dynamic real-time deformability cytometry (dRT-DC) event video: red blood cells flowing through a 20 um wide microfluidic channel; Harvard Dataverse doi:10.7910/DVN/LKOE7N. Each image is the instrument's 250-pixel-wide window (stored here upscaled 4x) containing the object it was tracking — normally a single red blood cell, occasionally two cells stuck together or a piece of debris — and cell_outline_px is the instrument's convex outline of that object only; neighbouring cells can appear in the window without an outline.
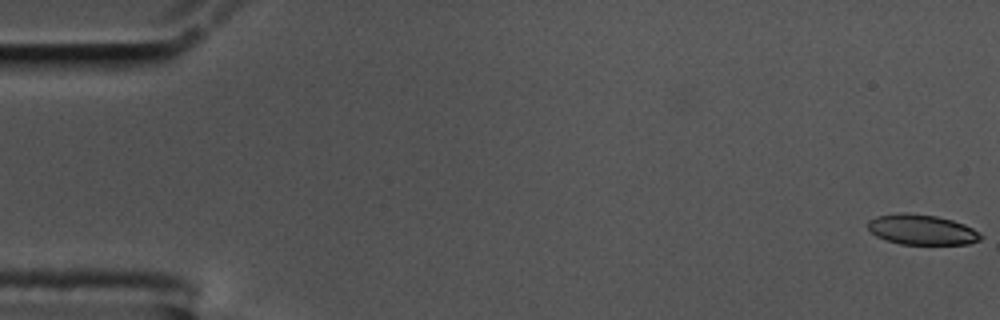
{"species": "common noctule bat (a hibernating species)", "species_latin": "Nyctalus noctula", "temperature_condition": "cold", "stored_images_in_passage": 58, "camera_frame_rate_fps": 3000, "um_per_image_px": 0.085, "animal": {"sex": "male", "body_mass_g": 17.5, "forearm_length_mm": 52.3}, "frame": {"image": 1, "passage_image": 1, "time_ms": 0.0, "image_size_px": [1000, 320], "cell_outline_px": [[984, 236], [980, 240], [968, 244], [900, 244], [884, 240], [876, 236], [868, 228], [868, 220], [876, 216], [900, 212], [904, 212], [936, 216], [952, 220], [964, 224], [980, 232]], "centroid_in_image_um": [78.35, 19.52], "position_along_channel_um": 6.7, "area_um2": 20.0}}
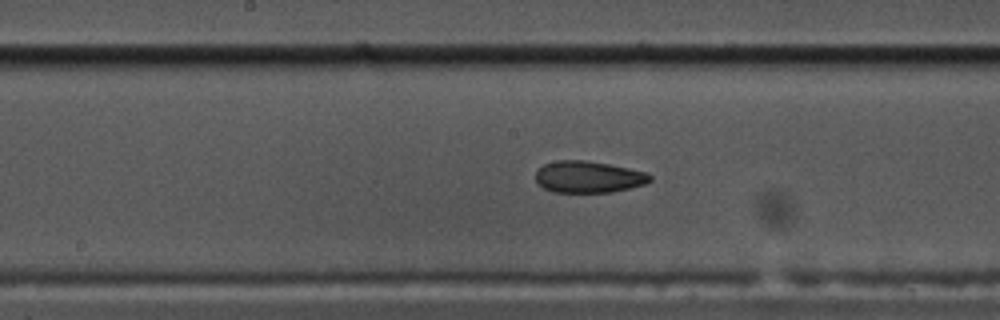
{"frame": {"image": 2, "passage_image": 30, "time_ms": 9.667, "image_size_px": [1000, 320], "cell_outline_px": [[652, 180], [644, 184], [612, 192], [552, 192], [544, 188], [536, 180], [536, 168], [544, 164], [556, 160], [584, 160], [608, 164], [648, 172], [652, 176]], "centroid_in_image_um": [50.0, 15.03], "position_along_channel_um": 198.2, "area_um2": 21.15}}
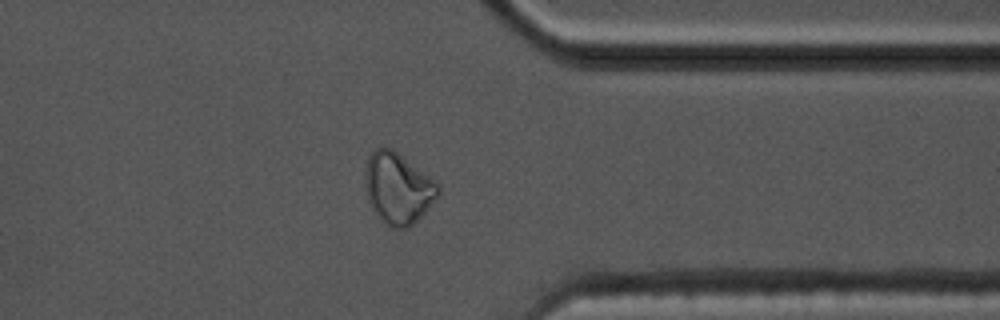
{"frame": {"image": 3, "passage_image": 46, "time_ms": 15.0, "image_size_px": [1000, 320], "cell_outline_px": [[440, 192], [424, 212], [408, 228], [392, 228], [384, 224], [376, 216], [368, 200], [364, 184], [364, 172], [368, 156], [376, 148], [392, 148], [440, 184]], "centroid_in_image_um": [33.79, 16.01], "position_along_channel_um": 377.6, "area_um2": 30.29}, "authors_computed_cell_mechanics": {"area_um2": 21.4727, "velocity_mm_per_s": 3.4758, "shape_relaxation_time_tau1_ms": null, "shape_relaxation_time_tau2_ms": 3.208, "deformation_change_tau1": null, "deformation_change_tau2": 0.0878}}